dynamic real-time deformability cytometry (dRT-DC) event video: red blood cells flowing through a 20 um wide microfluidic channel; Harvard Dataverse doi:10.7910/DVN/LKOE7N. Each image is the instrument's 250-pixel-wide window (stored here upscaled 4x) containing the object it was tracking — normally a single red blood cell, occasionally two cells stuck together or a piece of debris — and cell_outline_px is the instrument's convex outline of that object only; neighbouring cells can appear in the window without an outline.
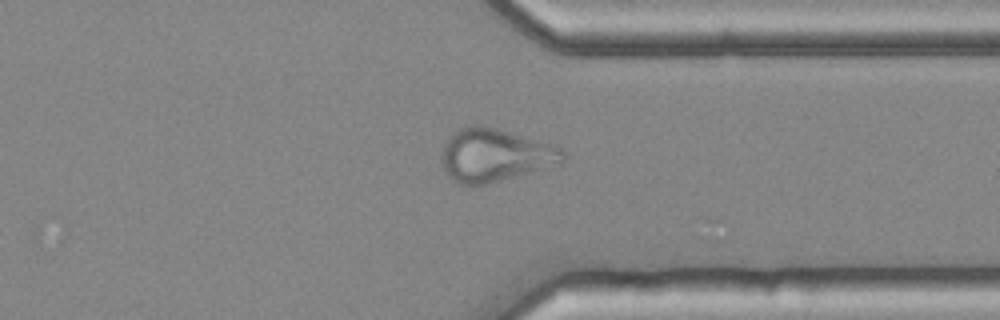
{"species": "common noctule bat (a hibernating species)", "species_latin": "Nyctalus noctula", "temperature_condition": "cold", "stored_images_in_passage": 43, "camera_frame_rate_fps": 3000, "um_per_image_px": 0.085, "animal": {"sex": "female", "body_mass_g": 25.1}, "frame": {"image": 1, "passage_image": 31, "time_ms": 10.0, "image_size_px": [1000, 320], "cell_outline_px": [[568, 156], [560, 164], [484, 184], [460, 184], [452, 180], [448, 176], [440, 160], [440, 156], [444, 144], [460, 128], [472, 124], [484, 124], [548, 144], [560, 148], [568, 152]], "centroid_in_image_um": [42.05, 13.18], "position_along_channel_um": 369.3, "area_um2": 37.05}}
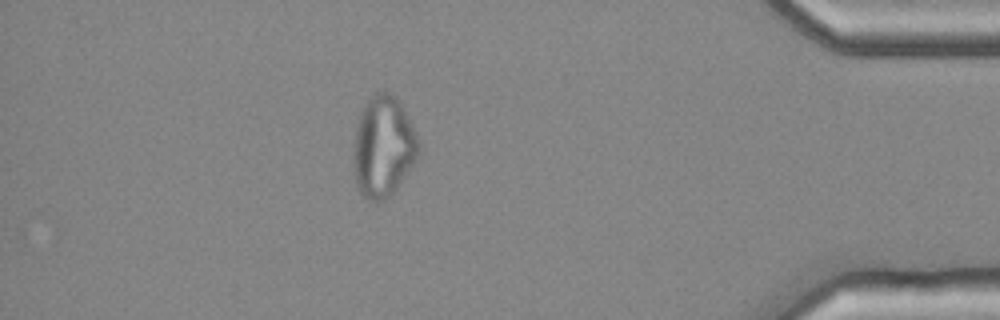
{"frame": {"image": 2, "passage_image": 37, "time_ms": 12.0, "image_size_px": [1000, 320], "cell_outline_px": [[420, 152], [400, 184], [384, 200], [376, 204], [368, 200], [360, 192], [356, 184], [356, 128], [360, 112], [364, 104], [376, 92], [388, 92], [396, 96], [412, 124], [420, 140]], "centroid_in_image_um": [32.62, 12.46], "position_along_channel_um": 402.6, "area_um2": 37.74}}